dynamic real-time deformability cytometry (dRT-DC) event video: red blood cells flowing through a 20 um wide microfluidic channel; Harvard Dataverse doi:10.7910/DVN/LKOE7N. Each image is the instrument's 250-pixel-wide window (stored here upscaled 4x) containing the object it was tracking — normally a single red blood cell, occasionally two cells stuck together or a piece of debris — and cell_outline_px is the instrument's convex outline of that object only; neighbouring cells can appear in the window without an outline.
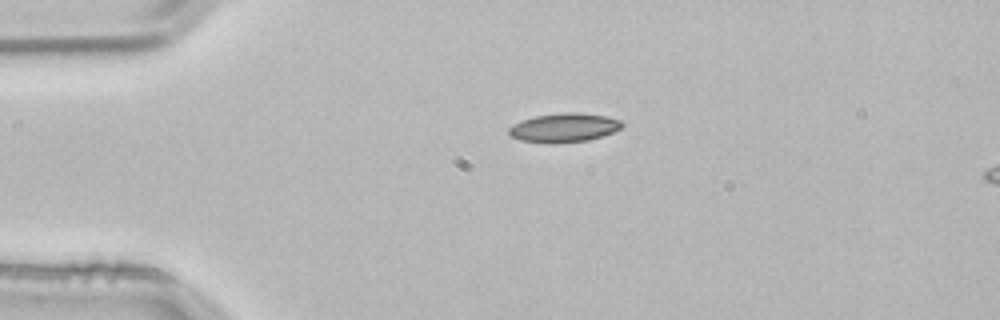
{"species": "common noctule bat (a hibernating species)", "species_latin": "Nyctalus noctula", "temperature_condition": "room temperature", "stored_images_in_passage": 3, "segment_of_instrument_passage": [1, 2], "camera_frame_rate_fps": 3000, "um_per_image_px": 0.085, "animal": {"sex": "male", "body_mass_g": 21.5, "forearm_length_mm": 52.0}, "frame": {"image": 1, "passage_image": 1, "time_ms": 0.0, "image_size_px": [1000, 320], "cell_outline_px": [[624, 128], [588, 140], [520, 140], [512, 136], [508, 132], [508, 128], [512, 124], [520, 120], [536, 116], [564, 112], [576, 112], [608, 116], [620, 120], [624, 124]], "centroid_in_image_um": [47.99, 10.78], "position_along_channel_um": 37.0, "area_um2": 18.26}}